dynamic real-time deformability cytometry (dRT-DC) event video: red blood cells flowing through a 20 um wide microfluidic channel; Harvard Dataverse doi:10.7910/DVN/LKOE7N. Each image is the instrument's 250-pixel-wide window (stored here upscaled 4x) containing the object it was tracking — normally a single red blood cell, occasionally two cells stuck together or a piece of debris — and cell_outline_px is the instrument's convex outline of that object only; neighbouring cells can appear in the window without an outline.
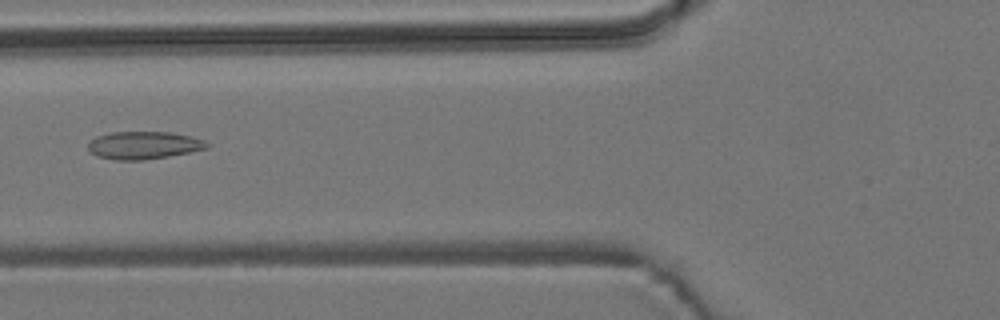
{"species": "common noctule bat (a hibernating species)", "species_latin": "Nyctalus noctula", "temperature_condition": "room temperature", "stored_images_in_passage": 6, "camera_frame_rate_fps": 3000, "um_per_image_px": 0.085, "animal": {"sex": "male", "body_mass_g": 19.2, "forearm_length_mm": 51.8}, "frame": {"image": 1, "passage_image": 6, "time_ms": 5.667, "image_size_px": [1000, 320], "cell_outline_px": [[208, 148], [168, 156], [144, 160], [116, 160], [96, 156], [88, 148], [88, 144], [96, 136], [112, 132], [172, 132], [192, 136], [204, 140], [208, 144]], "centroid_in_image_um": [12.21, 12.34], "position_along_channel_um": 113.6, "area_um2": 19.07}}